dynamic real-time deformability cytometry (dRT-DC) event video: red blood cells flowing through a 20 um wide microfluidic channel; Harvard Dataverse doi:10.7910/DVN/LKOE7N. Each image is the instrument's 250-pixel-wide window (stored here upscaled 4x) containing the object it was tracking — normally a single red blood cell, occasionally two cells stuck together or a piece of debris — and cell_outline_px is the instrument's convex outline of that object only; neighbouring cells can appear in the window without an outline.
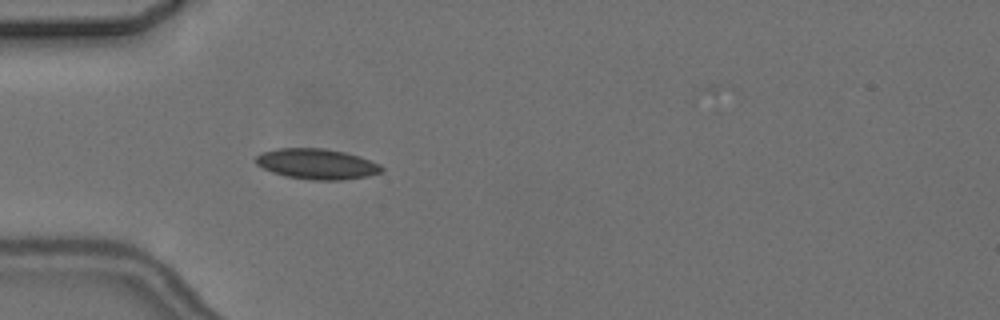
{"species": "common noctule bat (a hibernating species)", "species_latin": "Nyctalus noctula", "temperature_condition": "cold", "stored_images_in_passage": 5, "camera_frame_rate_fps": 3000, "um_per_image_px": 0.085, "animal": {"sex": "female", "body_mass_g": 24.6, "forearm_length_mm": 56.2}, "frame": {"image": 1, "passage_image": 4, "time_ms": 4.0, "image_size_px": [1000, 320], "cell_outline_px": [[384, 172], [368, 176], [344, 180], [312, 180], [288, 176], [272, 172], [256, 164], [256, 156], [264, 152], [280, 148], [324, 148], [344, 152], [360, 156], [380, 164], [384, 168]], "centroid_in_image_um": [27.0, 13.94], "position_along_channel_um": 58.0, "area_um2": 22.31}}